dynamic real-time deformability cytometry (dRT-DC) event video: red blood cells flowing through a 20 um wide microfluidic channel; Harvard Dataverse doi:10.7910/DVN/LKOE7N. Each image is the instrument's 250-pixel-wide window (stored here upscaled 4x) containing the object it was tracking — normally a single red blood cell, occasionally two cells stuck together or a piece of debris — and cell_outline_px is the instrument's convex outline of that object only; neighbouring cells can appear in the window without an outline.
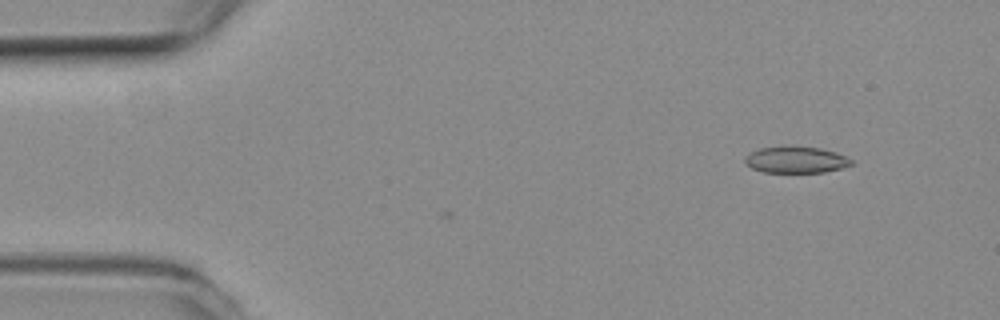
{"species": "common noctule bat (a hibernating species)", "species_latin": "Nyctalus noctula", "temperature_condition": "room temperature", "stored_images_in_passage": 2, "camera_frame_rate_fps": 3000, "um_per_image_px": 0.085, "animal": {"sex": "female", "body_mass_g": 19.3, "forearm_length_mm": 54.1}, "frame": {"image": 1, "passage_image": 2, "time_ms": 0.333, "image_size_px": [1000, 320], "cell_outline_px": [[852, 164], [840, 168], [824, 172], [764, 172], [752, 168], [744, 160], [744, 156], [760, 148], [792, 144], [820, 148], [836, 152], [852, 160]], "centroid_in_image_um": [67.63, 13.55], "position_along_channel_um": 17.4, "area_um2": 16.59}}